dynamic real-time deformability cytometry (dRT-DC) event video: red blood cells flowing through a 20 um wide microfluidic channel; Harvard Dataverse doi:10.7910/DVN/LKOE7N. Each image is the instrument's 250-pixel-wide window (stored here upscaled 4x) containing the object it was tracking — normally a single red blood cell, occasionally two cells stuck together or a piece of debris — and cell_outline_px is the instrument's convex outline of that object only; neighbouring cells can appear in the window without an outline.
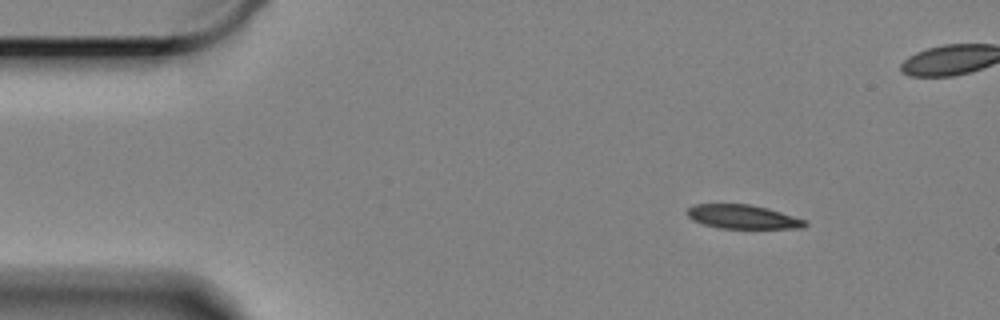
{"species": "Egyptian fruit bat (a non-hibernating species)", "species_latin": "Rousettus aegyptiacus", "temperature_condition": "cold", "stored_images_in_passage": 54, "camera_frame_rate_fps": 3000, "um_per_image_px": 0.085, "animal": {"sex": "female"}, "frame": {"image": 1, "passage_image": 1, "time_ms": 0.0, "image_size_px": [1000, 320], "cell_outline_px": [[808, 224], [804, 228], [720, 228], [704, 224], [692, 220], [688, 216], [688, 208], [696, 204], [748, 204], [764, 208], [804, 220]], "centroid_in_image_um": [63.08, 18.43], "position_along_channel_um": 21.9, "area_um2": 15.95}}
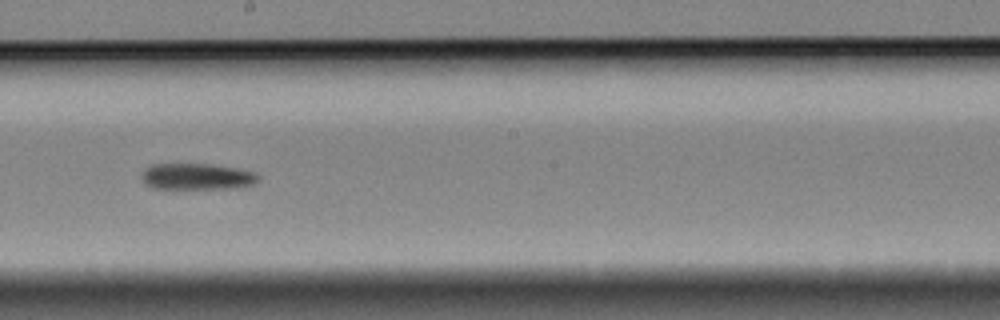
{"frame": {"image": 2, "passage_image": 26, "time_ms": 8.333, "image_size_px": [1000, 320], "cell_outline_px": [[260, 180], [252, 184], [236, 188], [152, 188], [144, 184], [140, 176], [144, 168], [152, 164], [212, 164], [236, 168], [256, 172], [260, 176]], "centroid_in_image_um": [16.72, 15.0], "position_along_channel_um": 231.5, "area_um2": 18.03}}
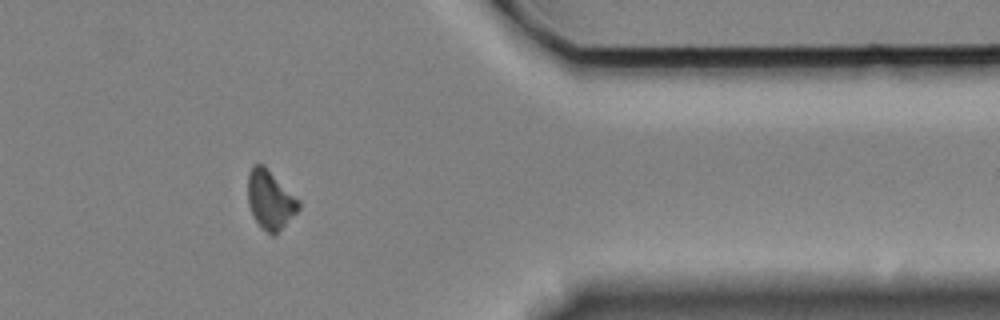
{"frame": {"image": 3, "passage_image": 42, "time_ms": 13.667, "image_size_px": [1000, 320], "cell_outline_px": [[300, 208], [276, 236], [272, 236], [260, 228], [248, 204], [248, 172], [252, 164], [264, 164], [300, 200]], "centroid_in_image_um": [22.97, 16.99], "position_along_channel_um": 388.4, "area_um2": 17.74}, "authors_computed_cell_mechanics": {"area_um2": 18.0047, "velocity_mm_per_s": 3.3196, "shape_relaxation_time_tau1_ms": 3.3981, "shape_relaxation_time_tau2_ms": null, "deformation_change_tau1": 0.138, "deformation_change_tau2": null}}